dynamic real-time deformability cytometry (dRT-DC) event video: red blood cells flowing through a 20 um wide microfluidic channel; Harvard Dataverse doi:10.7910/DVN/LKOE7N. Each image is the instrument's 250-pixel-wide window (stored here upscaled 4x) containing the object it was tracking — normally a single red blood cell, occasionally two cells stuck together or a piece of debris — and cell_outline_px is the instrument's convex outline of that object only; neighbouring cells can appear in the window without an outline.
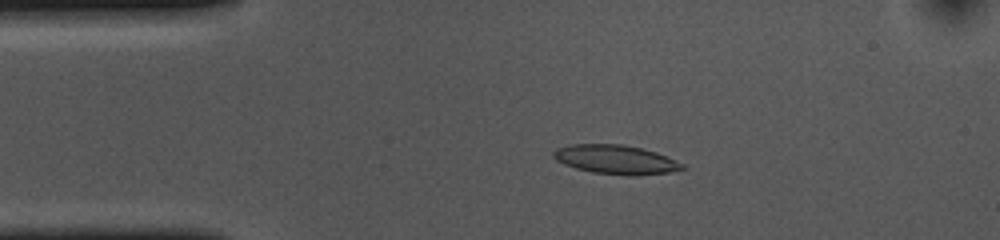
{"species": "common noctule bat (a hibernating species)", "species_latin": "Nyctalus noctula", "temperature_condition": "cold", "stored_images_in_passage": 53, "camera_frame_rate_fps": 3000, "um_per_image_px": 0.085, "animal": {"sex": "female", "body_mass_g": 10.0, "forearm_length_mm": 53.1}, "frame": {"image": 1, "passage_image": 9, "time_ms": 2.667, "image_size_px": [1000, 240], "cell_outline_px": [[684, 168], [668, 172], [628, 176], [624, 176], [592, 172], [576, 168], [564, 164], [556, 160], [552, 156], [552, 152], [556, 148], [572, 144], [624, 144], [656, 152], [676, 160], [684, 164]], "centroid_in_image_um": [52.3, 13.56], "position_along_channel_um": 32.7, "area_um2": 21.79}}
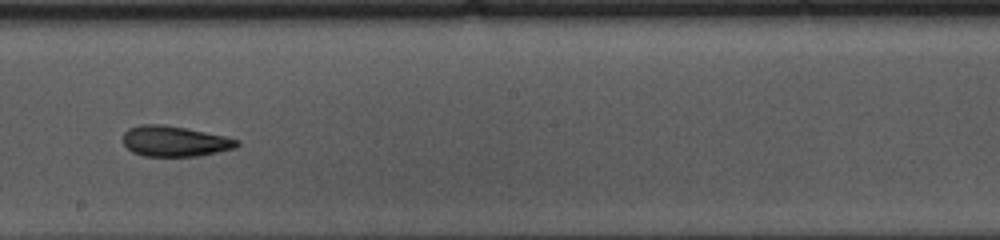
{"frame": {"image": 2, "passage_image": 28, "time_ms": 9.0, "image_size_px": [1000, 240], "cell_outline_px": [[240, 144], [236, 148], [196, 156], [144, 156], [132, 152], [124, 144], [124, 132], [128, 128], [140, 124], [164, 124], [224, 136], [240, 140]], "centroid_in_image_um": [14.84, 12.0], "position_along_channel_um": 233.4, "area_um2": 20.17}}
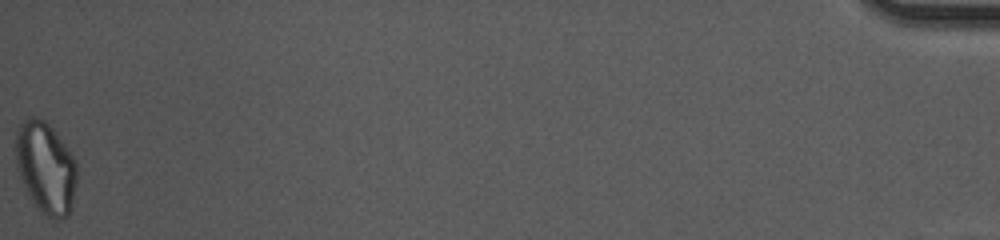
{"frame": {"image": 3, "passage_image": 53, "time_ms": 17.333, "image_size_px": [1000, 240], "cell_outline_px": [[76, 184], [72, 208], [68, 216], [60, 220], [56, 220], [48, 216], [32, 200], [16, 168], [16, 132], [20, 124], [24, 120], [32, 116], [36, 116], [44, 120], [52, 128], [76, 160]], "centroid_in_image_um": [3.9, 14.24], "position_along_channel_um": 431.3, "area_um2": 32.31}, "authors_computed_cell_mechanics": {"area_um2": 20.8658, "velocity_mm_per_s": 3.6459, "shape_relaxation_time_tau1_ms": 5.4403, "shape_relaxation_time_tau2_ms": 3.1544, "deformation_change_tau1": 0.1597, "deformation_change_tau2": 0.11}}